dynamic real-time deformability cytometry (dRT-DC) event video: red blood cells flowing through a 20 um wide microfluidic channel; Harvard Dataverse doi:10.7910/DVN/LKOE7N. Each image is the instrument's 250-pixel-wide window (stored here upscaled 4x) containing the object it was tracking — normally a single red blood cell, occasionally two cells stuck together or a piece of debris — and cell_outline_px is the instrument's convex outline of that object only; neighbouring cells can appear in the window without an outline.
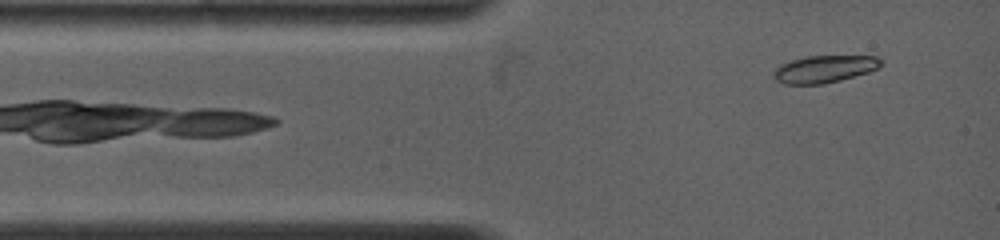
{"species": "common noctule bat (a hibernating species)", "species_latin": "Nyctalus noctula", "temperature_condition": "warm", "stored_images_in_passage": 65, "camera_frame_rate_fps": 5000, "um_per_image_px": 0.085, "animal": {"sex": "female", "body_mass_g": 19.0, "forearm_length_mm": 53.3}, "frame": {"image": 1, "passage_image": 5, "time_ms": 0.8, "image_size_px": [1000, 240], "cell_outline_px": [[880, 64], [876, 68], [868, 72], [840, 80], [824, 84], [784, 84], [776, 80], [772, 76], [772, 72], [780, 64], [792, 60], [808, 56], [876, 56], [880, 60]], "centroid_in_image_um": [70.0, 5.87], "position_along_channel_um": 15.0, "area_um2": 16.88}}
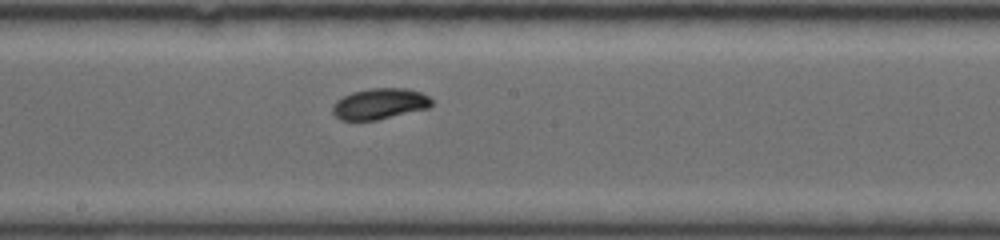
{"frame": {"image": 2, "passage_image": 34, "time_ms": 6.6, "image_size_px": [1000, 240], "cell_outline_px": [[432, 104], [428, 108], [376, 120], [340, 120], [332, 112], [332, 104], [336, 100], [352, 92], [368, 88], [408, 88], [420, 92], [428, 96], [432, 100]], "centroid_in_image_um": [32.25, 8.81], "position_along_channel_um": 215.9, "area_um2": 17.86}}
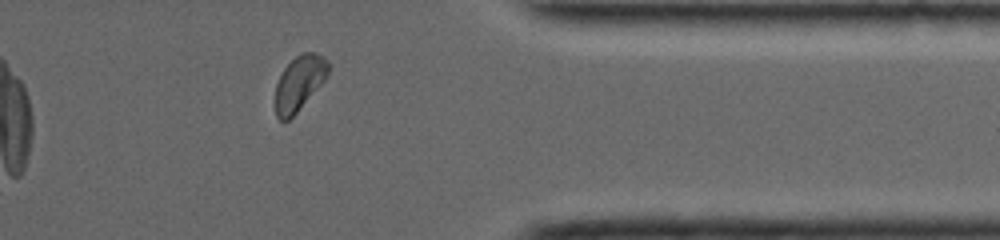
{"frame": {"image": 3, "passage_image": 57, "time_ms": 11.2, "image_size_px": [1000, 240], "cell_outline_px": [[332, 64], [324, 80], [296, 112], [288, 120], [280, 120], [276, 116], [276, 84], [284, 68], [296, 56], [304, 52], [312, 52], [328, 60]], "centroid_in_image_um": [25.45, 7.04], "position_along_channel_um": 386.0, "area_um2": 16.47}, "authors_computed_cell_mechanics": {"area_um2": 17.4556, "velocity_mm_per_s": 3.9734, "shape_relaxation_time_tau1_ms": 2.8759, "shape_relaxation_time_tau2_ms": null, "deformation_change_tau1": 0.1387, "deformation_change_tau2": null}}